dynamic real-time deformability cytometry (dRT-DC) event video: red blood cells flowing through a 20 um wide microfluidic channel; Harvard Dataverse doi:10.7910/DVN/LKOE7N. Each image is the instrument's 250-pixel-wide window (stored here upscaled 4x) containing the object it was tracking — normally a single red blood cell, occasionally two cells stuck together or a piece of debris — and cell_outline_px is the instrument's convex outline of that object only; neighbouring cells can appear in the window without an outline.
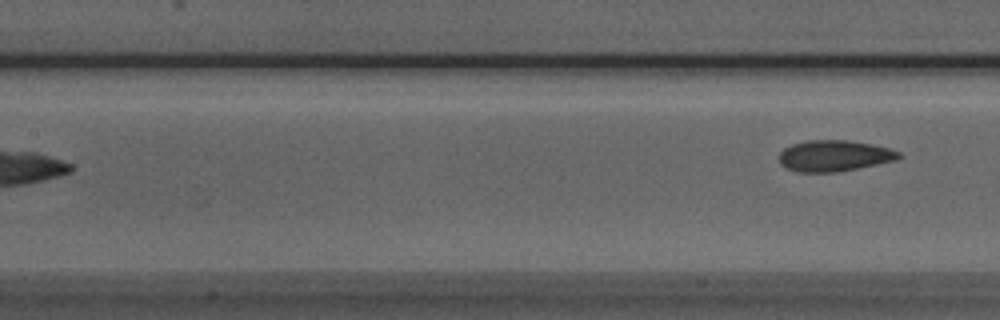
{"species": "Egyptian fruit bat (a non-hibernating species)", "species_latin": "Rousettus aegyptiacus", "temperature_condition": "room temperature", "stored_images_in_passage": 7, "camera_frame_rate_fps": 3000, "um_per_image_px": 0.085, "animal": {"sex": "male"}, "frame": {"image": 1, "passage_image": 7, "time_ms": 2.0, "image_size_px": [1000, 320], "cell_outline_px": [[904, 156], [896, 160], [836, 172], [796, 172], [780, 164], [780, 152], [784, 148], [792, 144], [808, 140], [848, 140], [888, 148], [900, 152]], "centroid_in_image_um": [70.9, 13.24], "position_along_channel_um": 136.5, "area_um2": 21.5}}